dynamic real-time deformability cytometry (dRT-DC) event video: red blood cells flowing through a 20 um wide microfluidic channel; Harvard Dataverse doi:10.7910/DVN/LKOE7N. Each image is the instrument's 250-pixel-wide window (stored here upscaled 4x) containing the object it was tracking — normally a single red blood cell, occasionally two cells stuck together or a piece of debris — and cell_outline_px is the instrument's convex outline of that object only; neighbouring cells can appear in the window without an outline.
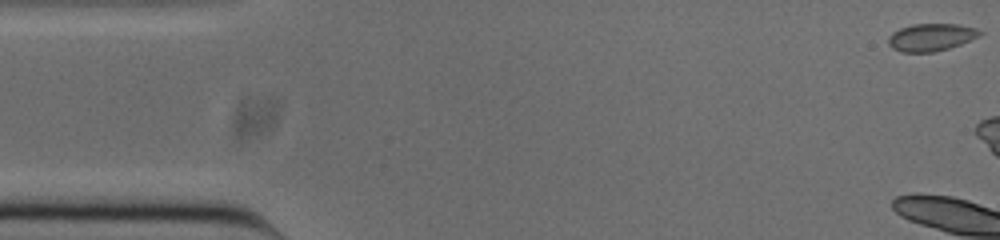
{"species": "common noctule bat (a hibernating species)", "species_latin": "Nyctalus noctula", "temperature_condition": "cold", "stored_images_in_passage": 4, "camera_frame_rate_fps": 3000, "um_per_image_px": 0.085, "animal": {"sex": "male", "body_mass_g": 20.0, "forearm_length_mm": 53.3}, "frame": {"image": 1, "passage_image": 1, "time_ms": 0.0, "image_size_px": [1000, 240], "cell_outline_px": [[984, 32], [980, 36], [960, 44], [948, 48], [932, 52], [900, 52], [892, 48], [888, 44], [888, 36], [892, 32], [900, 28], [912, 24], [956, 24], [976, 28]], "centroid_in_image_um": [79.12, 3.16], "position_along_channel_um": 5.9, "area_um2": 14.68}}